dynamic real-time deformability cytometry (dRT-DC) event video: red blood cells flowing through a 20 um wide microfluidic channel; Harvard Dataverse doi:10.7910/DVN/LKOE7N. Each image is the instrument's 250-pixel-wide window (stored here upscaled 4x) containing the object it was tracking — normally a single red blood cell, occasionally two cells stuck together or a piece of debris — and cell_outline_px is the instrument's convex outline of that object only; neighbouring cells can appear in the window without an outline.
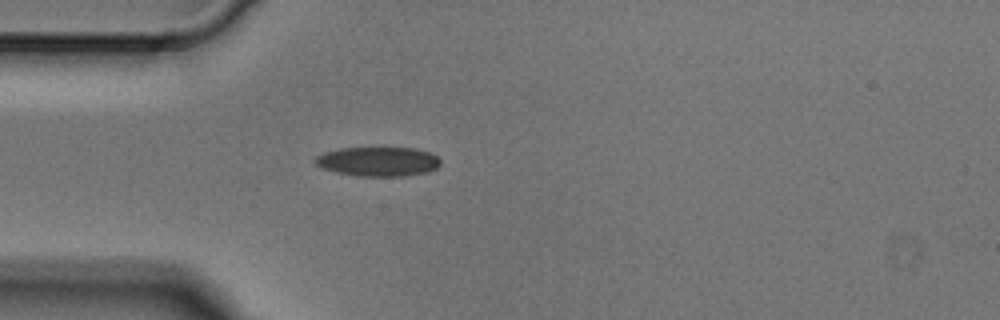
{"species": "Egyptian fruit bat (a non-hibernating species)", "species_latin": "Rousettus aegyptiacus", "temperature_condition": "cold", "stored_images_in_passage": 1, "camera_frame_rate_fps": 3000, "um_per_image_px": 0.085, "animal": {"sex": "male"}, "frame": {"image": 1, "passage_image": 1, "time_ms": 0.0, "image_size_px": [1000, 320], "cell_outline_px": [[440, 164], [436, 168], [428, 172], [404, 176], [356, 176], [336, 172], [320, 168], [312, 160], [316, 156], [324, 152], [340, 148], [416, 148], [432, 152], [440, 160]], "centroid_in_image_um": [32.12, 13.73], "position_along_channel_um": 52.9, "area_um2": 21.68}}